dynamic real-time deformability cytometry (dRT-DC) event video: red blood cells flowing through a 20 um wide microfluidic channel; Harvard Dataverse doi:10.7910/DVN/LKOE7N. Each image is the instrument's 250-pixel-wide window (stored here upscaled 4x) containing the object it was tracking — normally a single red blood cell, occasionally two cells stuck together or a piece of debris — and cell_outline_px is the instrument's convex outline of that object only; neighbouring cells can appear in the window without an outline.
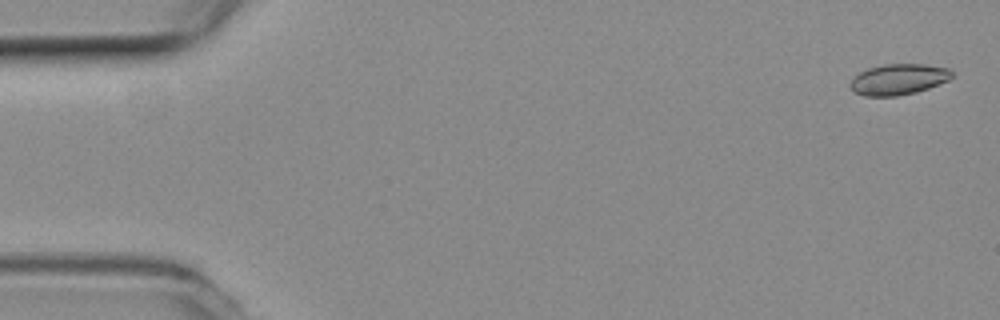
{"species": "common noctule bat (a hibernating species)", "species_latin": "Nyctalus noctula", "temperature_condition": "room temperature", "stored_images_in_passage": 11, "camera_frame_rate_fps": 3000, "um_per_image_px": 0.085, "animal": {"sex": "female", "body_mass_g": 19.3, "forearm_length_mm": 54.1}, "frame": {"image": 1, "passage_image": 2, "time_ms": 0.333, "image_size_px": [1000, 320], "cell_outline_px": [[952, 76], [948, 80], [928, 88], [916, 92], [896, 96], [864, 96], [856, 92], [848, 84], [860, 72], [868, 68], [884, 64], [924, 64], [948, 68], [952, 72]], "centroid_in_image_um": [76.37, 6.74], "position_along_channel_um": 8.6, "area_um2": 18.09}}